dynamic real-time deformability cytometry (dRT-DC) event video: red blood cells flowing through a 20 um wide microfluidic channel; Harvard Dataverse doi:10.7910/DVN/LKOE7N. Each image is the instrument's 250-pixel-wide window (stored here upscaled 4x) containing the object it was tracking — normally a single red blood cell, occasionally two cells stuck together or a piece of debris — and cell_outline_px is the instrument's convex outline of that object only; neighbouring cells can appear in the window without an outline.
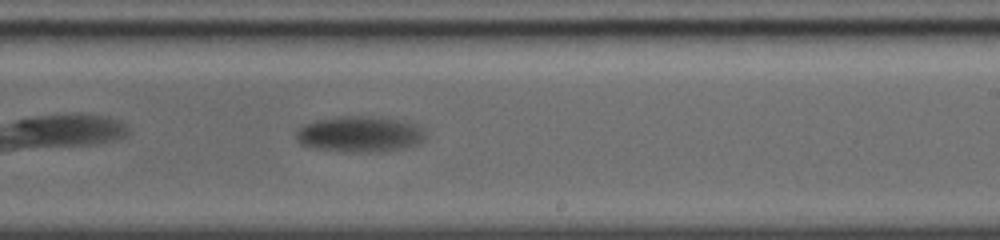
{"species": "common noctule bat (a hibernating species)", "species_latin": "Nyctalus noctula", "temperature_condition": "warm", "stored_images_in_passage": 24, "camera_frame_rate_fps": 5000, "um_per_image_px": 0.085, "animal": {"sex": "female", "body_mass_g": 19.0, "forearm_length_mm": 56.7}, "frame": {"image": 1, "passage_image": 11, "time_ms": 6.0, "image_size_px": [1000, 240], "cell_outline_px": [[424, 140], [416, 144], [404, 148], [376, 152], [340, 152], [312, 148], [300, 144], [296, 140], [296, 132], [300, 128], [316, 120], [348, 116], [396, 120], [412, 124], [420, 128], [424, 132]], "centroid_in_image_um": [30.52, 11.45], "position_along_channel_um": 258.5, "area_um2": 26.41}}
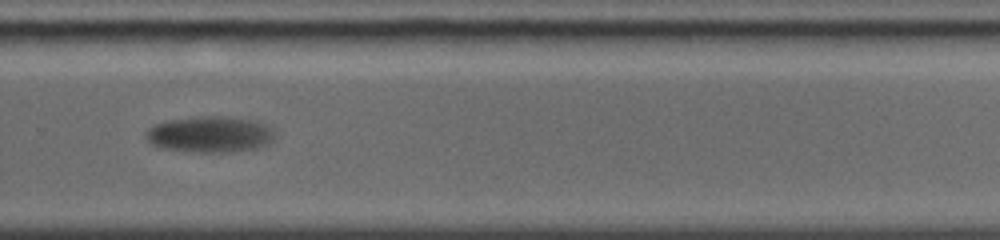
{"frame": {"image": 2, "passage_image": 14, "time_ms": 7.4, "image_size_px": [1000, 240], "cell_outline_px": [[272, 140], [268, 144], [256, 148], [240, 152], [196, 152], [156, 148], [144, 136], [144, 132], [156, 124], [172, 120], [212, 116], [220, 116], [252, 120], [264, 124], [272, 128]], "centroid_in_image_um": [17.83, 11.45], "position_along_channel_um": 312.0, "area_um2": 26.93}}